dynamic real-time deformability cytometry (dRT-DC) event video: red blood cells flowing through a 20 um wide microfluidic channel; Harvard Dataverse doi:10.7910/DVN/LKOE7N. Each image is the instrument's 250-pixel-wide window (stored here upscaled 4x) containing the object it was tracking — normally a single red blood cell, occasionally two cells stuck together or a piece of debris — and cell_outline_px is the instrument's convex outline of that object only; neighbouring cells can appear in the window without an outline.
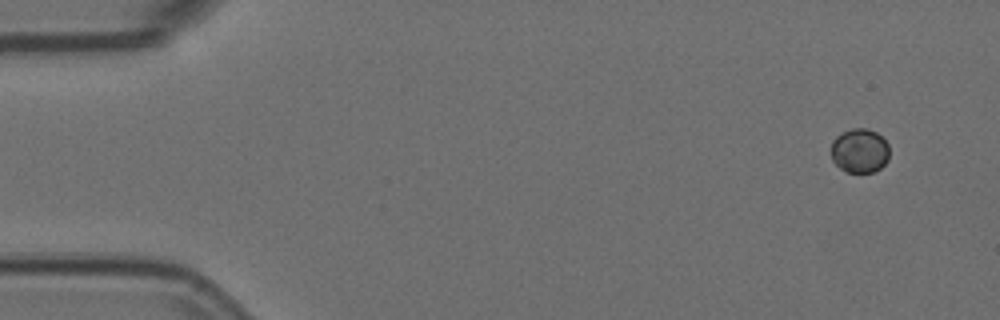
{"species": "Egyptian fruit bat (a non-hibernating species)", "species_latin": "Rousettus aegyptiacus", "temperature_condition": "room temperature", "stored_images_in_passage": 5, "camera_frame_rate_fps": 3000, "um_per_image_px": 0.085, "animal": {"sex": "female"}, "frame": {"image": 1, "passage_image": 1, "time_ms": 0.0, "image_size_px": [1000, 320], "cell_outline_px": [[888, 160], [880, 168], [872, 172], [848, 172], [840, 168], [832, 160], [832, 140], [836, 136], [852, 128], [868, 128], [876, 132], [888, 144]], "centroid_in_image_um": [73.07, 12.8], "position_along_channel_um": 11.9, "area_um2": 14.91}}
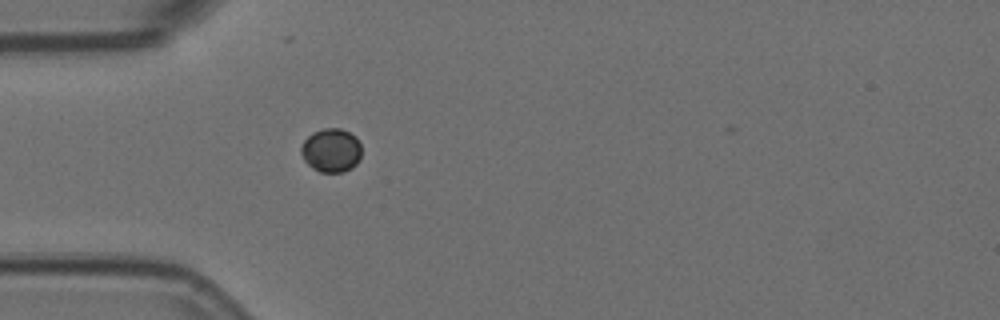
{"frame": {"image": 2, "passage_image": 5, "time_ms": 1.333, "image_size_px": [1000, 320], "cell_outline_px": [[360, 160], [352, 168], [344, 172], [320, 172], [312, 168], [304, 160], [300, 152], [300, 148], [304, 140], [312, 132], [324, 128], [340, 128], [356, 136], [360, 144]], "centroid_in_image_um": [28.14, 12.78], "position_along_channel_um": 56.9, "area_um2": 15.55}}